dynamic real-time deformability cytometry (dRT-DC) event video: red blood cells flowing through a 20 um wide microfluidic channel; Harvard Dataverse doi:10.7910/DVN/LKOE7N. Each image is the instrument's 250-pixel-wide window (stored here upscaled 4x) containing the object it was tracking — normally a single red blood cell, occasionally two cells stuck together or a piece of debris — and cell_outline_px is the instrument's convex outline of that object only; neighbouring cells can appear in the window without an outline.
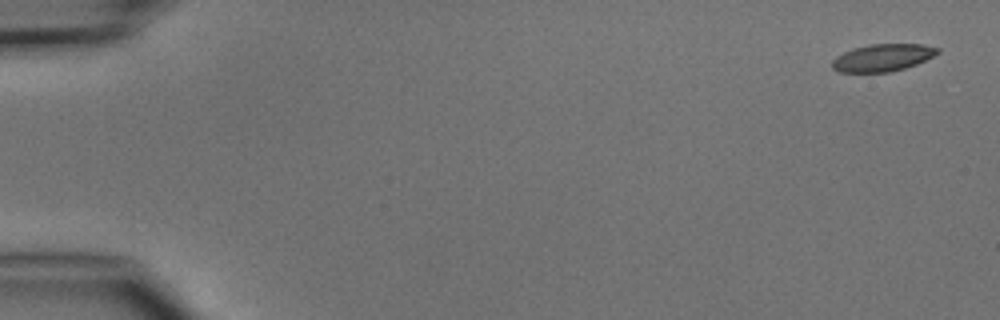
{"species": "common noctule bat (a hibernating species)", "species_latin": "Nyctalus noctula", "temperature_condition": "cold", "stored_images_in_passage": 8, "camera_frame_rate_fps": 3000, "um_per_image_px": 0.085, "animal": {"sex": "male", "body_mass_g": 15.6}, "frame": {"image": 1, "passage_image": 1, "time_ms": 0.0, "image_size_px": [1000, 320], "cell_outline_px": [[940, 52], [916, 64], [892, 72], [840, 72], [832, 68], [832, 60], [836, 56], [852, 48], [868, 44], [924, 44], [940, 48]], "centroid_in_image_um": [75.01, 4.89], "position_along_channel_um": 10.0, "area_um2": 16.82}}
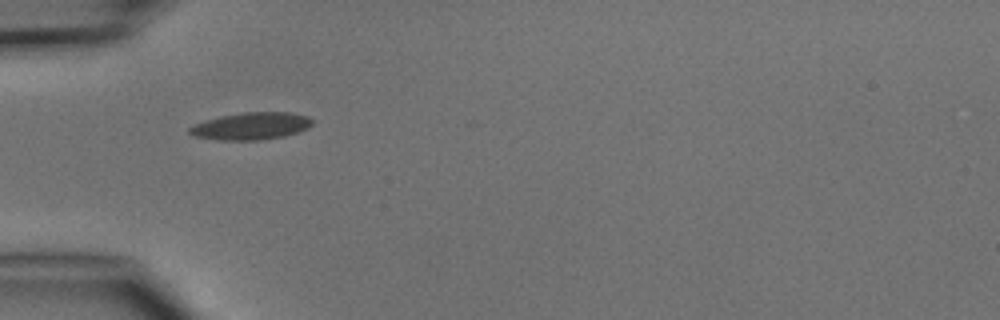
{"frame": {"image": 2, "passage_image": 5, "time_ms": 4.667, "image_size_px": [1000, 320], "cell_outline_px": [[312, 124], [308, 128], [284, 136], [260, 140], [220, 140], [192, 136], [188, 132], [188, 128], [196, 124], [220, 116], [244, 112], [288, 112], [308, 116], [312, 120]], "centroid_in_image_um": [21.34, 10.72], "position_along_channel_um": 63.7, "area_um2": 19.36}}